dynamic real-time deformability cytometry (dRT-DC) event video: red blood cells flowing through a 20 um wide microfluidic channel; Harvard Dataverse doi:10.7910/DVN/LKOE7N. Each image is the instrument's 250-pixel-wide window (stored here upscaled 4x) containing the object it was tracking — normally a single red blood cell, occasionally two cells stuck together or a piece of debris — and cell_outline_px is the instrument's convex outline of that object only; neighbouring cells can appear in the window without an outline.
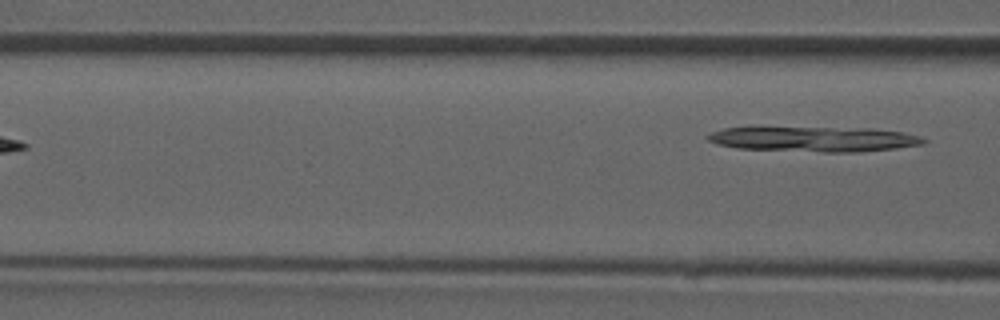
{"species": "common noctule bat (a hibernating species)", "species_latin": "Nyctalus noctula", "temperature_condition": "room temperature", "stored_images_in_passage": 3, "camera_frame_rate_fps": 3000, "um_per_image_px": 0.085, "animal": {"sex": "male", "forearm_length_mm": 52.5}, "frame": {"image": 1, "passage_image": 3, "time_ms": 2.333, "image_size_px": [1000, 320], "cell_outline_px": [[928, 140], [924, 144], [896, 148], [856, 152], [824, 152], [736, 148], [716, 144], [708, 140], [704, 136], [712, 132], [724, 128], [872, 128], [904, 132], [920, 136]], "centroid_in_image_um": [69.23, 11.83], "position_along_channel_um": 97.4, "area_um2": 31.39}}